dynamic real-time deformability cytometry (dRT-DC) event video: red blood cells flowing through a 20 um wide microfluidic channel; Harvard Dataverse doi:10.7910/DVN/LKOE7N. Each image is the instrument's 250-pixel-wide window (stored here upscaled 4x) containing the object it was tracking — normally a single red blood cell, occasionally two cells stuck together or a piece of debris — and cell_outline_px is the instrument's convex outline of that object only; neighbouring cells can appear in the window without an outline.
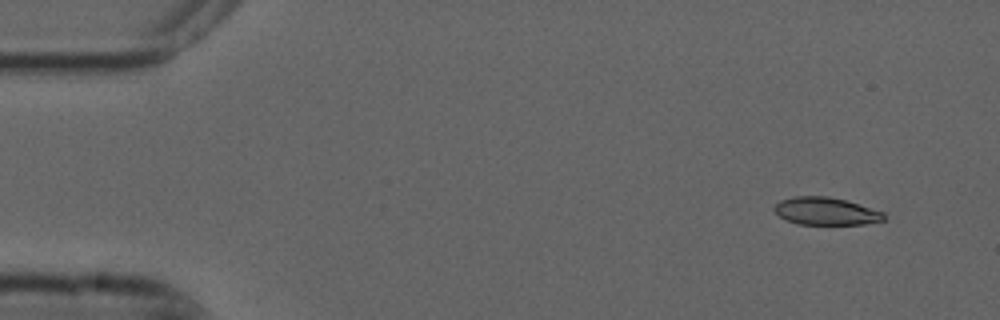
{"species": "common noctule bat (a hibernating species)", "species_latin": "Nyctalus noctula", "temperature_condition": "cold", "stored_images_in_passage": 4, "camera_frame_rate_fps": 3000, "um_per_image_px": 0.085, "animal": {"sex": "male", "forearm_length_mm": 52.5}, "frame": {"image": 1, "passage_image": 1, "time_ms": 0.0, "image_size_px": [1000, 320], "cell_outline_px": [[888, 220], [864, 224], [796, 224], [784, 220], [772, 208], [780, 200], [792, 196], [828, 196], [844, 200], [884, 212]], "centroid_in_image_um": [70.19, 17.96], "position_along_channel_um": 14.8, "area_um2": 17.74}}
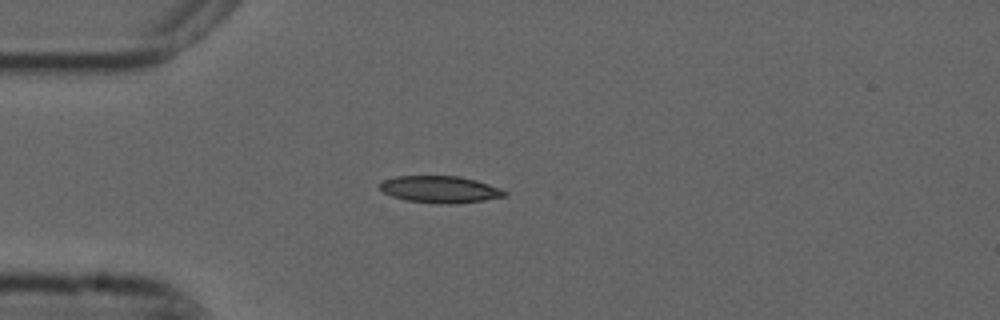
{"frame": {"image": 2, "passage_image": 4, "time_ms": 1.0, "image_size_px": [1000, 320], "cell_outline_px": [[508, 196], [484, 200], [456, 204], [440, 204], [408, 200], [392, 196], [384, 192], [380, 188], [380, 184], [384, 180], [396, 176], [460, 176], [476, 180], [500, 188], [508, 192]], "centroid_in_image_um": [37.45, 16.1], "position_along_channel_um": 47.5, "area_um2": 19.54}}